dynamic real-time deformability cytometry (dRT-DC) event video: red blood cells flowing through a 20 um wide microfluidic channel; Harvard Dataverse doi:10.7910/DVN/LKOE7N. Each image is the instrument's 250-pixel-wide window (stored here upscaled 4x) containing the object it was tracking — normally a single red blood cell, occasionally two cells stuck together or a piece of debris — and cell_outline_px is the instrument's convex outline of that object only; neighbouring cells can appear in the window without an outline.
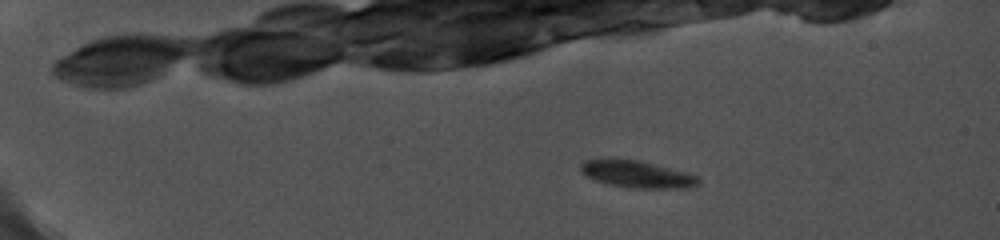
{"species": "common noctule bat (a hibernating species)", "species_latin": "Nyctalus noctula", "temperature_condition": "cold", "stored_images_in_passage": 15, "camera_frame_rate_fps": 5000, "um_per_image_px": 0.085, "animal": {"sex": "female", "body_mass_g": 19.0, "forearm_length_mm": 56.7}, "frame": {"image": 1, "passage_image": 5, "time_ms": 1.6, "image_size_px": [1000, 240], "cell_outline_px": [[700, 184], [692, 188], [636, 188], [608, 184], [596, 180], [588, 176], [580, 168], [580, 164], [584, 160], [640, 160], [688, 172], [696, 176], [700, 180]], "centroid_in_image_um": [54.25, 14.82], "position_along_channel_um": 30.8, "area_um2": 18.26}}